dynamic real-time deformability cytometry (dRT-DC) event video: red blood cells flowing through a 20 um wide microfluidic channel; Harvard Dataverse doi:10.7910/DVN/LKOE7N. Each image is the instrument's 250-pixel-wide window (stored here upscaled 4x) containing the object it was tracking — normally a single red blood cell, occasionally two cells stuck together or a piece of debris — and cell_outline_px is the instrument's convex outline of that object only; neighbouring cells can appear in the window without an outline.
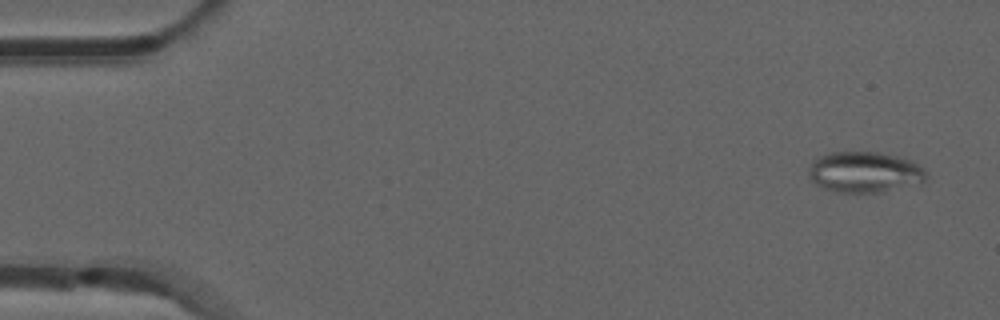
{"species": "common noctule bat (a hibernating species)", "species_latin": "Nyctalus noctula", "temperature_condition": "room temperature", "stored_images_in_passage": 54, "camera_frame_rate_fps": 3000, "um_per_image_px": 0.085, "animal": {"sex": "male", "forearm_length_mm": 52.5}, "frame": {"image": 1, "passage_image": 3, "time_ms": 0.667, "image_size_px": [1000, 320], "cell_outline_px": [[928, 180], [884, 192], [836, 192], [824, 188], [816, 184], [808, 176], [808, 172], [812, 160], [828, 152], [880, 152], [912, 160], [924, 168], [928, 172]], "centroid_in_image_um": [73.51, 14.62], "position_along_channel_um": 11.5, "area_um2": 28.21}}
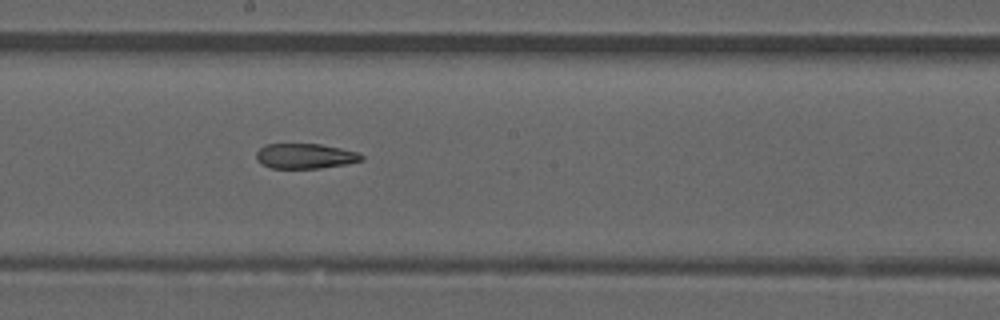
{"frame": {"image": 2, "passage_image": 29, "time_ms": 9.333, "image_size_px": [1000, 320], "cell_outline_px": [[364, 160], [344, 164], [320, 168], [272, 168], [260, 164], [256, 160], [256, 152], [264, 144], [320, 144], [340, 148], [356, 152], [364, 156]], "centroid_in_image_um": [25.9, 13.26], "position_along_channel_um": 222.3, "area_um2": 15.37}}
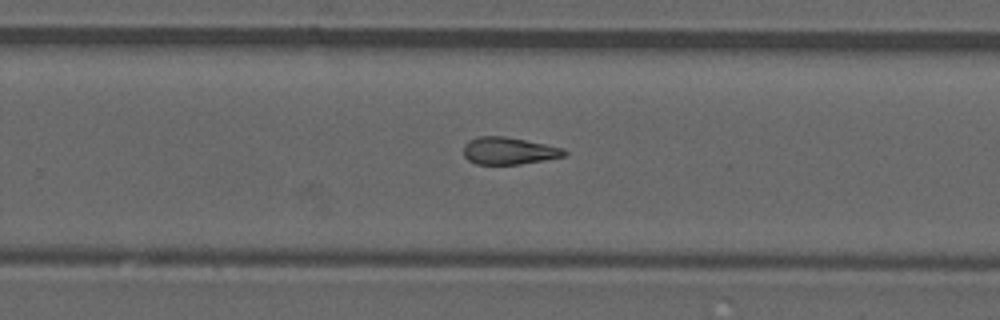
{"frame": {"image": 3, "passage_image": 34, "time_ms": 11.0, "image_size_px": [1000, 320], "cell_outline_px": [[568, 152], [564, 156], [544, 160], [520, 164], [476, 164], [468, 160], [464, 156], [464, 144], [468, 140], [480, 136], [504, 136], [564, 148]], "centroid_in_image_um": [43.23, 12.82], "position_along_channel_um": 286.6, "area_um2": 15.9}}